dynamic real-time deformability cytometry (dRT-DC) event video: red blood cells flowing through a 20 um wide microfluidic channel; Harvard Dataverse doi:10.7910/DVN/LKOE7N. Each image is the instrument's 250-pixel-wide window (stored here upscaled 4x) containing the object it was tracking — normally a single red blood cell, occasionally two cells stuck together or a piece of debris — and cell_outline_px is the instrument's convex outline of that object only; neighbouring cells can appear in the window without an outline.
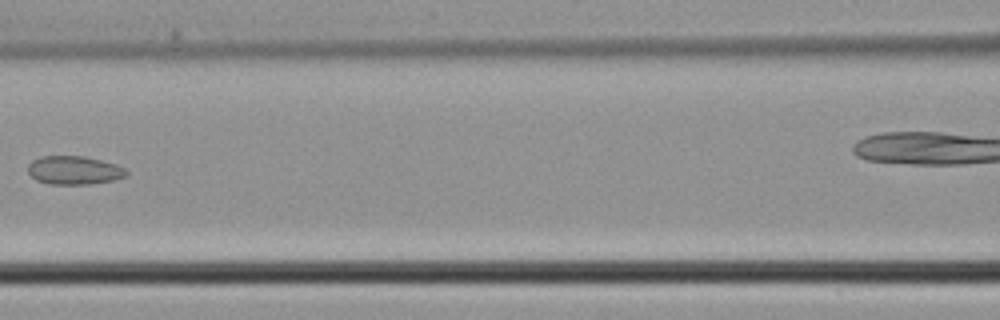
{"species": "common noctule bat (a hibernating species)", "species_latin": "Nyctalus noctula", "temperature_condition": "cold", "stored_images_in_passage": 7, "segment_of_instrument_passage": [1, 2], "camera_frame_rate_fps": 3000, "um_per_image_px": 0.085, "animal": {"sex": "male", "body_mass_g": 21.5, "forearm_length_mm": 52.0}, "frame": {"image": 1, "passage_image": 6, "time_ms": 1.667, "image_size_px": [1000, 320], "cell_outline_px": [[128, 176], [112, 180], [88, 184], [48, 184], [36, 180], [28, 172], [28, 164], [32, 160], [40, 156], [84, 156], [116, 164], [124, 168], [128, 172]], "centroid_in_image_um": [6.28, 14.47], "position_along_channel_um": 160.3, "area_um2": 16.36}}